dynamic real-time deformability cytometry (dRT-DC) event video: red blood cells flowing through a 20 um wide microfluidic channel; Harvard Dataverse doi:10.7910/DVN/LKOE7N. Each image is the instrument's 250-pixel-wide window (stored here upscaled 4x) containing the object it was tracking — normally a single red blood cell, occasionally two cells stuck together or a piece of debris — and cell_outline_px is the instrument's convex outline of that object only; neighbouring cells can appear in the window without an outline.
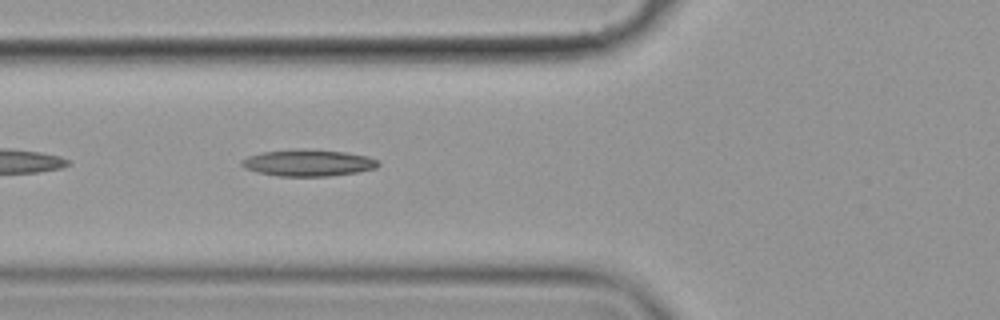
{"species": "common noctule bat (a hibernating species)", "species_latin": "Nyctalus noctula", "temperature_condition": "cold", "stored_images_in_passage": 11, "camera_frame_rate_fps": 3000, "um_per_image_px": 0.085, "animal": {"sex": "female", "body_mass_g": 19.9}, "frame": {"image": 1, "passage_image": 5, "time_ms": 1.333, "image_size_px": [1000, 320], "cell_outline_px": [[380, 164], [376, 168], [356, 172], [328, 176], [276, 176], [256, 172], [244, 168], [240, 164], [240, 160], [248, 156], [264, 152], [292, 148], [304, 148], [344, 152], [368, 156], [380, 160]], "centroid_in_image_um": [26.17, 13.83], "position_along_channel_um": 99.6, "area_um2": 21.5}}